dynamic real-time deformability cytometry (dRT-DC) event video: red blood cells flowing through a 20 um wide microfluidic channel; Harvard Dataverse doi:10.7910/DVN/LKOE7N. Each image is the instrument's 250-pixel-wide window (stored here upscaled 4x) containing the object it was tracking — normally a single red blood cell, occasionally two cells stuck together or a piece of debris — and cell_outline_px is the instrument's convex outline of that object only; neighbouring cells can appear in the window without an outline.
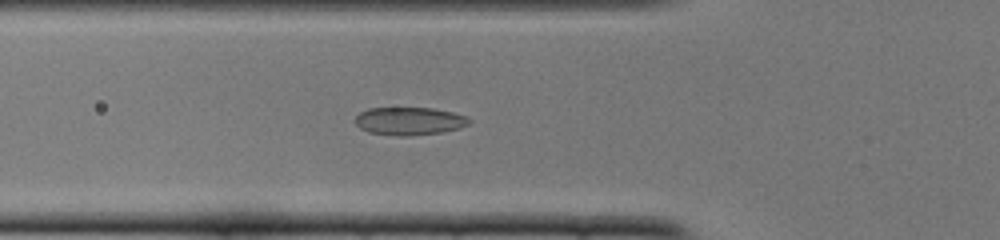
{"species": "common noctule bat (a hibernating species)", "species_latin": "Nyctalus noctula", "temperature_condition": "cold", "stored_images_in_passage": 51, "camera_frame_rate_fps": 3000, "um_per_image_px": 0.085, "animal": {"sex": "female", "body_mass_g": 22.0, "forearm_length_mm": 56.7}, "frame": {"image": 1, "passage_image": 18, "time_ms": 5.667, "image_size_px": [1000, 240], "cell_outline_px": [[472, 120], [468, 124], [460, 128], [444, 132], [408, 136], [396, 136], [368, 132], [360, 128], [356, 124], [356, 116], [360, 112], [368, 108], [432, 108], [452, 112], [468, 116]], "centroid_in_image_um": [34.82, 10.3], "position_along_channel_um": 91.0, "area_um2": 18.67}}
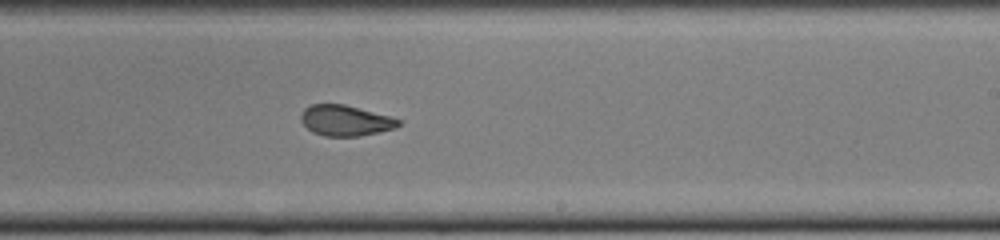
{"frame": {"image": 2, "passage_image": 31, "time_ms": 10.0, "image_size_px": [1000, 240], "cell_outline_px": [[400, 124], [396, 128], [360, 136], [324, 136], [312, 132], [300, 120], [300, 116], [304, 108], [312, 104], [344, 104], [392, 116], [400, 120]], "centroid_in_image_um": [29.36, 10.24], "position_along_channel_um": 259.6, "area_um2": 17.51}}
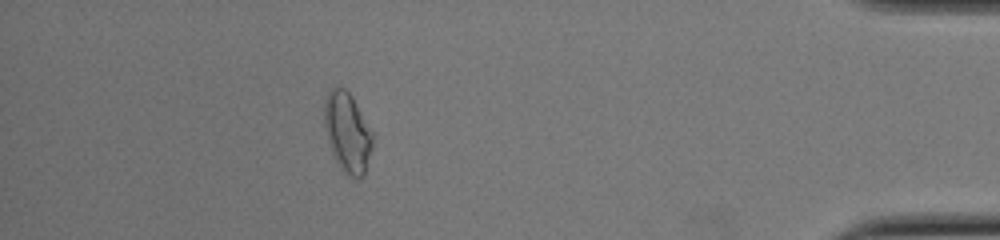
{"frame": {"image": 3, "passage_image": 46, "time_ms": 15.0, "image_size_px": [1000, 240], "cell_outline_px": [[372, 148], [364, 176], [352, 180], [340, 168], [328, 144], [324, 124], [324, 100], [328, 92], [336, 84], [344, 88], [352, 96], [372, 132]], "centroid_in_image_um": [29.51, 11.26], "position_along_channel_um": 405.7, "area_um2": 22.66}, "authors_computed_cell_mechanics": {"area_um2": 18.8428, "velocity_mm_per_s": 3.8943, "shape_relaxation_time_tau1_ms": 4.8187, "shape_relaxation_time_tau2_ms": 1.3469, "deformation_change_tau1": 0.1216, "deformation_change_tau2": 0.0626}}